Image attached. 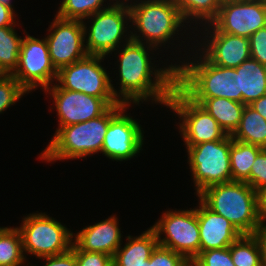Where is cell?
Masks as SVG:
<instances>
[{"mask_svg": "<svg viewBox=\"0 0 266 266\" xmlns=\"http://www.w3.org/2000/svg\"><path fill=\"white\" fill-rule=\"evenodd\" d=\"M151 228L160 246L182 254L189 262L200 253L197 208L166 211Z\"/></svg>", "mask_w": 266, "mask_h": 266, "instance_id": "obj_10", "label": "cell"}, {"mask_svg": "<svg viewBox=\"0 0 266 266\" xmlns=\"http://www.w3.org/2000/svg\"><path fill=\"white\" fill-rule=\"evenodd\" d=\"M263 148L234 140L231 137L230 165L232 181L250 185V171L257 155Z\"/></svg>", "mask_w": 266, "mask_h": 266, "instance_id": "obj_24", "label": "cell"}, {"mask_svg": "<svg viewBox=\"0 0 266 266\" xmlns=\"http://www.w3.org/2000/svg\"><path fill=\"white\" fill-rule=\"evenodd\" d=\"M71 250L75 253L77 266H113V257L105 253L83 251L74 243Z\"/></svg>", "mask_w": 266, "mask_h": 266, "instance_id": "obj_33", "label": "cell"}, {"mask_svg": "<svg viewBox=\"0 0 266 266\" xmlns=\"http://www.w3.org/2000/svg\"><path fill=\"white\" fill-rule=\"evenodd\" d=\"M128 35L126 43L118 51L120 90L117 92V100L126 105L132 101L137 105L151 98L155 103L167 106L169 96L176 86V64L171 63L168 68H153L149 52L157 48L133 41L131 35Z\"/></svg>", "mask_w": 266, "mask_h": 266, "instance_id": "obj_1", "label": "cell"}, {"mask_svg": "<svg viewBox=\"0 0 266 266\" xmlns=\"http://www.w3.org/2000/svg\"><path fill=\"white\" fill-rule=\"evenodd\" d=\"M265 26L266 7L259 0H237L222 3L216 19L204 29L249 38Z\"/></svg>", "mask_w": 266, "mask_h": 266, "instance_id": "obj_14", "label": "cell"}, {"mask_svg": "<svg viewBox=\"0 0 266 266\" xmlns=\"http://www.w3.org/2000/svg\"><path fill=\"white\" fill-rule=\"evenodd\" d=\"M48 31L51 33L45 39L52 64L57 71L88 55L84 44L83 21L55 16Z\"/></svg>", "mask_w": 266, "mask_h": 266, "instance_id": "obj_15", "label": "cell"}, {"mask_svg": "<svg viewBox=\"0 0 266 266\" xmlns=\"http://www.w3.org/2000/svg\"><path fill=\"white\" fill-rule=\"evenodd\" d=\"M41 258L46 260L44 266H77L75 253L71 249L60 255L45 256Z\"/></svg>", "mask_w": 266, "mask_h": 266, "instance_id": "obj_36", "label": "cell"}, {"mask_svg": "<svg viewBox=\"0 0 266 266\" xmlns=\"http://www.w3.org/2000/svg\"><path fill=\"white\" fill-rule=\"evenodd\" d=\"M0 3L14 9V5L11 4L12 0H0Z\"/></svg>", "mask_w": 266, "mask_h": 266, "instance_id": "obj_42", "label": "cell"}, {"mask_svg": "<svg viewBox=\"0 0 266 266\" xmlns=\"http://www.w3.org/2000/svg\"><path fill=\"white\" fill-rule=\"evenodd\" d=\"M9 74L5 71V69L0 65V81L5 79Z\"/></svg>", "mask_w": 266, "mask_h": 266, "instance_id": "obj_41", "label": "cell"}, {"mask_svg": "<svg viewBox=\"0 0 266 266\" xmlns=\"http://www.w3.org/2000/svg\"><path fill=\"white\" fill-rule=\"evenodd\" d=\"M250 186L257 191L266 186V149H263L256 157L250 171Z\"/></svg>", "mask_w": 266, "mask_h": 266, "instance_id": "obj_34", "label": "cell"}, {"mask_svg": "<svg viewBox=\"0 0 266 266\" xmlns=\"http://www.w3.org/2000/svg\"><path fill=\"white\" fill-rule=\"evenodd\" d=\"M22 40L14 26L0 27V65L9 75L17 68Z\"/></svg>", "mask_w": 266, "mask_h": 266, "instance_id": "obj_27", "label": "cell"}, {"mask_svg": "<svg viewBox=\"0 0 266 266\" xmlns=\"http://www.w3.org/2000/svg\"><path fill=\"white\" fill-rule=\"evenodd\" d=\"M144 266H191V264L182 254L158 244Z\"/></svg>", "mask_w": 266, "mask_h": 266, "instance_id": "obj_30", "label": "cell"}, {"mask_svg": "<svg viewBox=\"0 0 266 266\" xmlns=\"http://www.w3.org/2000/svg\"><path fill=\"white\" fill-rule=\"evenodd\" d=\"M125 3L127 4V0H117L112 5L107 2L110 5H108V8L100 10L86 18H91L89 20L91 25L88 29L87 23L85 24L83 21L86 41L85 48L88 55H101L106 57L108 54H112L116 50L118 51L116 48H119L122 41L124 42L122 40L126 37L124 34L131 28L128 26V22L130 21L129 5Z\"/></svg>", "mask_w": 266, "mask_h": 266, "instance_id": "obj_6", "label": "cell"}, {"mask_svg": "<svg viewBox=\"0 0 266 266\" xmlns=\"http://www.w3.org/2000/svg\"><path fill=\"white\" fill-rule=\"evenodd\" d=\"M124 247H119L113 256V266H144L158 245L156 233L150 227L138 237L127 236Z\"/></svg>", "mask_w": 266, "mask_h": 266, "instance_id": "obj_20", "label": "cell"}, {"mask_svg": "<svg viewBox=\"0 0 266 266\" xmlns=\"http://www.w3.org/2000/svg\"><path fill=\"white\" fill-rule=\"evenodd\" d=\"M116 216L87 226L73 235V242L80 250L88 252H102L114 256L122 245L121 230Z\"/></svg>", "mask_w": 266, "mask_h": 266, "instance_id": "obj_19", "label": "cell"}, {"mask_svg": "<svg viewBox=\"0 0 266 266\" xmlns=\"http://www.w3.org/2000/svg\"><path fill=\"white\" fill-rule=\"evenodd\" d=\"M54 100L59 126L86 122L103 115L111 106L120 102L116 98H98L78 91L62 89L57 83L43 90Z\"/></svg>", "mask_w": 266, "mask_h": 266, "instance_id": "obj_13", "label": "cell"}, {"mask_svg": "<svg viewBox=\"0 0 266 266\" xmlns=\"http://www.w3.org/2000/svg\"><path fill=\"white\" fill-rule=\"evenodd\" d=\"M128 5L133 31L140 33L128 31L133 41L160 49L185 26L175 0H138Z\"/></svg>", "mask_w": 266, "mask_h": 266, "instance_id": "obj_5", "label": "cell"}, {"mask_svg": "<svg viewBox=\"0 0 266 266\" xmlns=\"http://www.w3.org/2000/svg\"><path fill=\"white\" fill-rule=\"evenodd\" d=\"M239 74L242 103L251 104L266 94V66L249 58L235 68Z\"/></svg>", "mask_w": 266, "mask_h": 266, "instance_id": "obj_21", "label": "cell"}, {"mask_svg": "<svg viewBox=\"0 0 266 266\" xmlns=\"http://www.w3.org/2000/svg\"><path fill=\"white\" fill-rule=\"evenodd\" d=\"M199 53L201 55L192 62L183 60L181 66L176 65V86L189 99L220 97L242 103L239 74L235 68L212 64Z\"/></svg>", "mask_w": 266, "mask_h": 266, "instance_id": "obj_2", "label": "cell"}, {"mask_svg": "<svg viewBox=\"0 0 266 266\" xmlns=\"http://www.w3.org/2000/svg\"><path fill=\"white\" fill-rule=\"evenodd\" d=\"M17 227L22 237L23 251L41 259L68 252L74 241L73 233L45 213H33L23 218Z\"/></svg>", "mask_w": 266, "mask_h": 266, "instance_id": "obj_8", "label": "cell"}, {"mask_svg": "<svg viewBox=\"0 0 266 266\" xmlns=\"http://www.w3.org/2000/svg\"><path fill=\"white\" fill-rule=\"evenodd\" d=\"M199 201L197 217L200 252L229 247L242 236L229 220L213 212L201 200Z\"/></svg>", "mask_w": 266, "mask_h": 266, "instance_id": "obj_18", "label": "cell"}, {"mask_svg": "<svg viewBox=\"0 0 266 266\" xmlns=\"http://www.w3.org/2000/svg\"><path fill=\"white\" fill-rule=\"evenodd\" d=\"M105 56L87 55L58 71L57 82L62 89L78 91L98 98H116L117 90L101 65Z\"/></svg>", "mask_w": 266, "mask_h": 266, "instance_id": "obj_11", "label": "cell"}, {"mask_svg": "<svg viewBox=\"0 0 266 266\" xmlns=\"http://www.w3.org/2000/svg\"><path fill=\"white\" fill-rule=\"evenodd\" d=\"M125 105L111 120L106 132L102 153L111 160L124 161L140 153L144 142L141 125L126 115Z\"/></svg>", "mask_w": 266, "mask_h": 266, "instance_id": "obj_16", "label": "cell"}, {"mask_svg": "<svg viewBox=\"0 0 266 266\" xmlns=\"http://www.w3.org/2000/svg\"><path fill=\"white\" fill-rule=\"evenodd\" d=\"M220 2H221V4L222 3H224V2H228V1H237V0H219Z\"/></svg>", "mask_w": 266, "mask_h": 266, "instance_id": "obj_43", "label": "cell"}, {"mask_svg": "<svg viewBox=\"0 0 266 266\" xmlns=\"http://www.w3.org/2000/svg\"><path fill=\"white\" fill-rule=\"evenodd\" d=\"M14 10L6 5L0 3V27L15 26Z\"/></svg>", "mask_w": 266, "mask_h": 266, "instance_id": "obj_38", "label": "cell"}, {"mask_svg": "<svg viewBox=\"0 0 266 266\" xmlns=\"http://www.w3.org/2000/svg\"><path fill=\"white\" fill-rule=\"evenodd\" d=\"M177 113L186 146L224 139L227 134L218 122L199 104L189 99L177 86L169 96L167 108Z\"/></svg>", "mask_w": 266, "mask_h": 266, "instance_id": "obj_9", "label": "cell"}, {"mask_svg": "<svg viewBox=\"0 0 266 266\" xmlns=\"http://www.w3.org/2000/svg\"><path fill=\"white\" fill-rule=\"evenodd\" d=\"M202 33L207 35L201 39L205 40L201 44V47L204 48H199L198 51L201 50V53L212 64L226 68H237L244 61L251 58L249 38L224 32L205 33L203 31Z\"/></svg>", "mask_w": 266, "mask_h": 266, "instance_id": "obj_17", "label": "cell"}, {"mask_svg": "<svg viewBox=\"0 0 266 266\" xmlns=\"http://www.w3.org/2000/svg\"><path fill=\"white\" fill-rule=\"evenodd\" d=\"M266 7V0H259Z\"/></svg>", "mask_w": 266, "mask_h": 266, "instance_id": "obj_44", "label": "cell"}, {"mask_svg": "<svg viewBox=\"0 0 266 266\" xmlns=\"http://www.w3.org/2000/svg\"><path fill=\"white\" fill-rule=\"evenodd\" d=\"M253 109H255L263 118L266 119V94L257 100H254L249 104Z\"/></svg>", "mask_w": 266, "mask_h": 266, "instance_id": "obj_40", "label": "cell"}, {"mask_svg": "<svg viewBox=\"0 0 266 266\" xmlns=\"http://www.w3.org/2000/svg\"><path fill=\"white\" fill-rule=\"evenodd\" d=\"M28 92L19 84V82L9 75L0 81V113L14 105L17 100L21 99Z\"/></svg>", "mask_w": 266, "mask_h": 266, "instance_id": "obj_31", "label": "cell"}, {"mask_svg": "<svg viewBox=\"0 0 266 266\" xmlns=\"http://www.w3.org/2000/svg\"><path fill=\"white\" fill-rule=\"evenodd\" d=\"M26 261L17 227H0V266H22Z\"/></svg>", "mask_w": 266, "mask_h": 266, "instance_id": "obj_26", "label": "cell"}, {"mask_svg": "<svg viewBox=\"0 0 266 266\" xmlns=\"http://www.w3.org/2000/svg\"><path fill=\"white\" fill-rule=\"evenodd\" d=\"M175 3L185 23L199 21L205 27L216 19L221 7L219 0H175Z\"/></svg>", "mask_w": 266, "mask_h": 266, "instance_id": "obj_25", "label": "cell"}, {"mask_svg": "<svg viewBox=\"0 0 266 266\" xmlns=\"http://www.w3.org/2000/svg\"><path fill=\"white\" fill-rule=\"evenodd\" d=\"M230 255L235 266H261L260 248L254 235H242L232 243Z\"/></svg>", "mask_w": 266, "mask_h": 266, "instance_id": "obj_28", "label": "cell"}, {"mask_svg": "<svg viewBox=\"0 0 266 266\" xmlns=\"http://www.w3.org/2000/svg\"><path fill=\"white\" fill-rule=\"evenodd\" d=\"M232 139L266 149V119L250 105H245Z\"/></svg>", "mask_w": 266, "mask_h": 266, "instance_id": "obj_23", "label": "cell"}, {"mask_svg": "<svg viewBox=\"0 0 266 266\" xmlns=\"http://www.w3.org/2000/svg\"><path fill=\"white\" fill-rule=\"evenodd\" d=\"M251 58L266 66V26L249 37Z\"/></svg>", "mask_w": 266, "mask_h": 266, "instance_id": "obj_35", "label": "cell"}, {"mask_svg": "<svg viewBox=\"0 0 266 266\" xmlns=\"http://www.w3.org/2000/svg\"><path fill=\"white\" fill-rule=\"evenodd\" d=\"M256 192L259 216L262 222L266 223V186L259 188Z\"/></svg>", "mask_w": 266, "mask_h": 266, "instance_id": "obj_39", "label": "cell"}, {"mask_svg": "<svg viewBox=\"0 0 266 266\" xmlns=\"http://www.w3.org/2000/svg\"><path fill=\"white\" fill-rule=\"evenodd\" d=\"M230 146V135L222 140L186 146L197 196L212 185L232 181Z\"/></svg>", "mask_w": 266, "mask_h": 266, "instance_id": "obj_7", "label": "cell"}, {"mask_svg": "<svg viewBox=\"0 0 266 266\" xmlns=\"http://www.w3.org/2000/svg\"><path fill=\"white\" fill-rule=\"evenodd\" d=\"M191 100L203 107L227 135L231 136L239 126L245 104L220 97Z\"/></svg>", "mask_w": 266, "mask_h": 266, "instance_id": "obj_22", "label": "cell"}, {"mask_svg": "<svg viewBox=\"0 0 266 266\" xmlns=\"http://www.w3.org/2000/svg\"><path fill=\"white\" fill-rule=\"evenodd\" d=\"M257 239L261 253V265L266 266V224L261 226L253 234Z\"/></svg>", "mask_w": 266, "mask_h": 266, "instance_id": "obj_37", "label": "cell"}, {"mask_svg": "<svg viewBox=\"0 0 266 266\" xmlns=\"http://www.w3.org/2000/svg\"><path fill=\"white\" fill-rule=\"evenodd\" d=\"M198 198L213 212L229 220L242 235H253L263 223L258 212L257 192L246 182L212 185Z\"/></svg>", "mask_w": 266, "mask_h": 266, "instance_id": "obj_4", "label": "cell"}, {"mask_svg": "<svg viewBox=\"0 0 266 266\" xmlns=\"http://www.w3.org/2000/svg\"><path fill=\"white\" fill-rule=\"evenodd\" d=\"M29 93L50 87L57 80L58 71L52 64L46 39L26 35L21 43L18 65L11 74Z\"/></svg>", "mask_w": 266, "mask_h": 266, "instance_id": "obj_12", "label": "cell"}, {"mask_svg": "<svg viewBox=\"0 0 266 266\" xmlns=\"http://www.w3.org/2000/svg\"><path fill=\"white\" fill-rule=\"evenodd\" d=\"M125 105L120 102L111 106L97 118L61 127L55 132L39 158L47 162H54L56 160L83 158L97 152L101 153L110 120Z\"/></svg>", "mask_w": 266, "mask_h": 266, "instance_id": "obj_3", "label": "cell"}, {"mask_svg": "<svg viewBox=\"0 0 266 266\" xmlns=\"http://www.w3.org/2000/svg\"><path fill=\"white\" fill-rule=\"evenodd\" d=\"M190 264L191 266H235L230 255V246L202 251Z\"/></svg>", "mask_w": 266, "mask_h": 266, "instance_id": "obj_32", "label": "cell"}, {"mask_svg": "<svg viewBox=\"0 0 266 266\" xmlns=\"http://www.w3.org/2000/svg\"><path fill=\"white\" fill-rule=\"evenodd\" d=\"M104 1L105 0H63L61 1L56 16L66 20L85 21L86 18L94 13L108 8L103 5Z\"/></svg>", "mask_w": 266, "mask_h": 266, "instance_id": "obj_29", "label": "cell"}]
</instances>
